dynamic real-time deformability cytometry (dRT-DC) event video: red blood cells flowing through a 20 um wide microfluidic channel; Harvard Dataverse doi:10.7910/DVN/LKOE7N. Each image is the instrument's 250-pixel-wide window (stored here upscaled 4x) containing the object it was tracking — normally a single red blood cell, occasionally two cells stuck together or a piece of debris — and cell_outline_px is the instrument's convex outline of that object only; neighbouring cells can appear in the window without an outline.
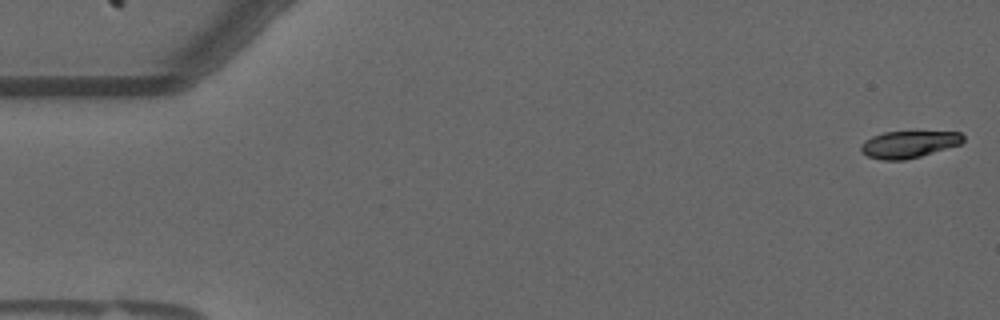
{"species": "common noctule bat (a hibernating species)", "species_latin": "Nyctalus noctula", "temperature_condition": "warm", "stored_images_in_passage": 16, "camera_frame_rate_fps": 3000, "um_per_image_px": 0.085, "animal": {"sex": "male", "forearm_length_mm": 52.5}, "frame": {"image": 1, "passage_image": 1, "time_ms": 0.0, "image_size_px": [1000, 320], "cell_outline_px": [[964, 140], [960, 144], [920, 156], [904, 160], [884, 160], [868, 156], [860, 152], [860, 144], [864, 140], [872, 136], [884, 132], [960, 132], [964, 136]], "centroid_in_image_um": [77.2, 12.27], "position_along_channel_um": 7.8, "area_um2": 15.95}}
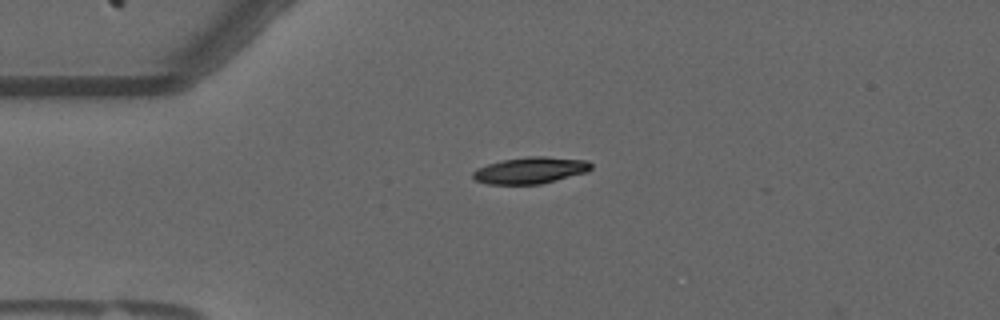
{"frame": {"image": 2, "passage_image": 13, "time_ms": 4.0, "image_size_px": [1000, 320], "cell_outline_px": [[592, 168], [588, 172], [540, 184], [488, 184], [476, 180], [472, 176], [472, 172], [476, 168], [488, 164], [504, 160], [528, 156], [544, 156], [588, 160], [592, 164]], "centroid_in_image_um": [45.11, 14.47], "position_along_channel_um": 39.9, "area_um2": 18.32}}